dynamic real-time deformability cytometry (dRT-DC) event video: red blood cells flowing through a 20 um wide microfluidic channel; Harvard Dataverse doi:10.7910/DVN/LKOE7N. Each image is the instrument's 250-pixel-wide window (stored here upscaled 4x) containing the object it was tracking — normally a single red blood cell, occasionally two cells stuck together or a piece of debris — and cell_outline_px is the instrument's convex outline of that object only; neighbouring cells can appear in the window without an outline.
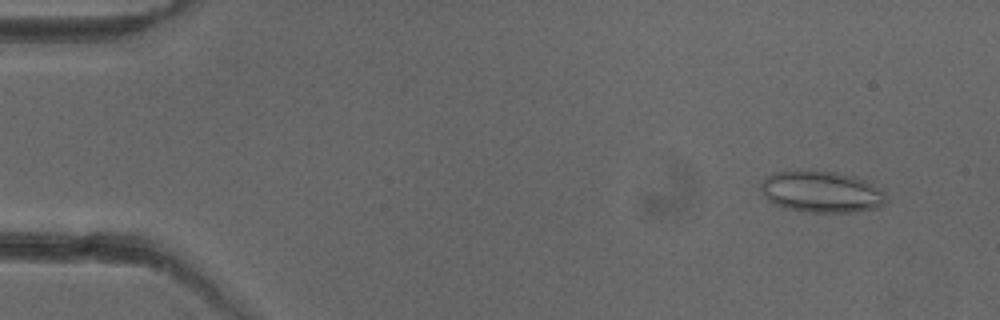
{"species": "common noctule bat (a hibernating species)", "species_latin": "Nyctalus noctula", "temperature_condition": "cold", "stored_images_in_passage": 50, "camera_frame_rate_fps": 3000, "um_per_image_px": 0.085, "animal": {"sex": "female"}, "frame": {"image": 1, "passage_image": 2, "time_ms": 0.333, "image_size_px": [1000, 320], "cell_outline_px": [[888, 200], [884, 204], [876, 208], [856, 212], [808, 212], [784, 208], [768, 200], [764, 196], [760, 188], [760, 184], [772, 172], [836, 172], [852, 176], [864, 180], [876, 188]], "centroid_in_image_um": [69.79, 16.33], "position_along_channel_um": 15.2, "area_um2": 29.59}}
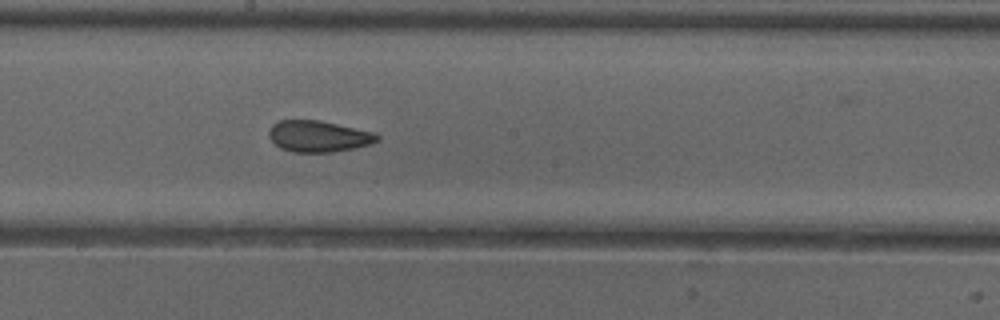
{"frame": {"image": 2, "passage_image": 26, "time_ms": 8.333, "image_size_px": [1000, 320], "cell_outline_px": [[380, 140], [368, 144], [352, 148], [332, 152], [292, 152], [280, 148], [268, 136], [268, 132], [272, 124], [280, 120], [320, 120], [376, 132], [380, 136]], "centroid_in_image_um": [27.07, 11.57], "position_along_channel_um": 221.1, "area_um2": 19.83}}
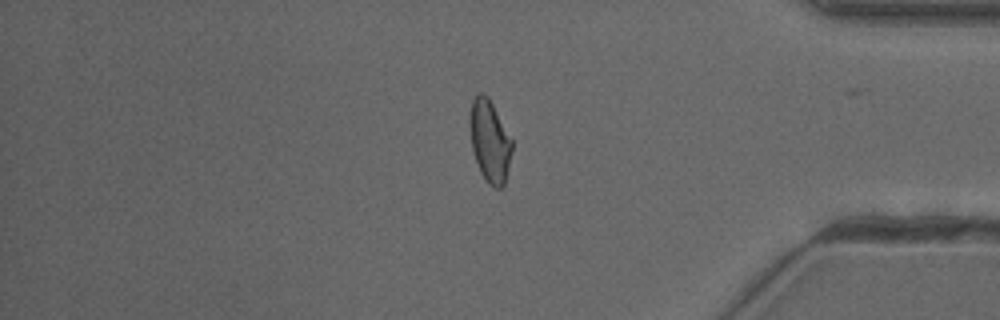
{"frame": {"image": 3, "passage_image": 41, "time_ms": 13.333, "image_size_px": [1000, 320], "cell_outline_px": [[512, 152], [504, 184], [500, 188], [496, 188], [488, 184], [480, 172], [472, 152], [468, 124], [468, 120], [472, 100], [480, 92], [484, 92], [488, 96], [512, 140]], "centroid_in_image_um": [41.59, 11.98], "position_along_channel_um": 393.6, "area_um2": 20.35}, "authors_computed_cell_mechanics": {"area_um2": 20.3745, "velocity_mm_per_s": 3.978, "shape_relaxation_time_tau1_ms": null, "shape_relaxation_time_tau2_ms": 1.7605, "deformation_change_tau1": null, "deformation_change_tau2": 0.0902}}